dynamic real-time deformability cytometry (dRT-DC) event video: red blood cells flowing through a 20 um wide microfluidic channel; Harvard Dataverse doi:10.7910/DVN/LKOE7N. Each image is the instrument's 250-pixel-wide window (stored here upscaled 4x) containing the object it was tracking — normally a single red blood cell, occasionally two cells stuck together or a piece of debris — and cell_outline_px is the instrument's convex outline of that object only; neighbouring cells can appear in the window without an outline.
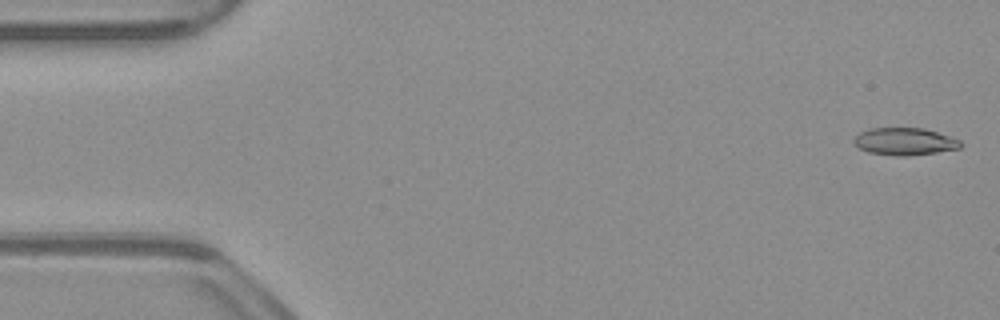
{"species": "common noctule bat (a hibernating species)", "species_latin": "Nyctalus noctula", "temperature_condition": "warm", "stored_images_in_passage": 48, "camera_frame_rate_fps": 3000, "um_per_image_px": 0.085, "animal": {"sex": "male", "body_mass_g": 23.1, "forearm_length_mm": 52.7}, "frame": {"image": 1, "passage_image": 2, "time_ms": 0.333, "image_size_px": [1000, 320], "cell_outline_px": [[964, 144], [960, 148], [936, 152], [908, 156], [896, 156], [868, 152], [860, 148], [852, 140], [860, 132], [868, 128], [924, 128], [960, 140]], "centroid_in_image_um": [76.9, 12.02], "position_along_channel_um": 8.1, "area_um2": 16.94}}
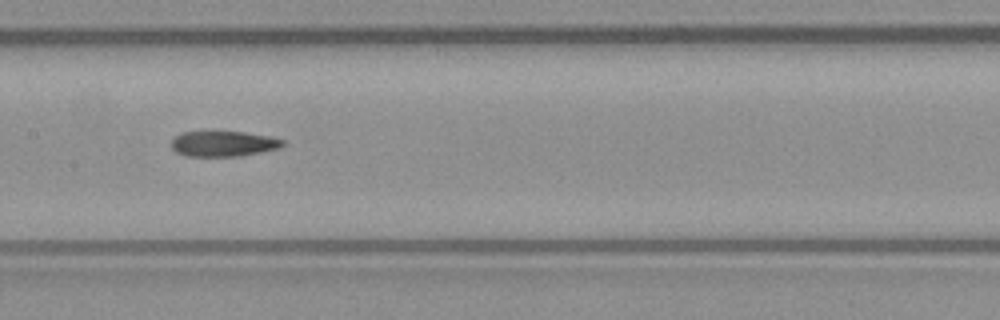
{"frame": {"image": 2, "passage_image": 26, "time_ms": 8.333, "image_size_px": [1000, 320], "cell_outline_px": [[284, 144], [280, 148], [240, 156], [188, 156], [176, 152], [172, 148], [172, 140], [180, 132], [244, 132], [268, 136], [284, 140]], "centroid_in_image_um": [18.99, 12.22], "position_along_channel_um": 188.4, "area_um2": 16.36}}
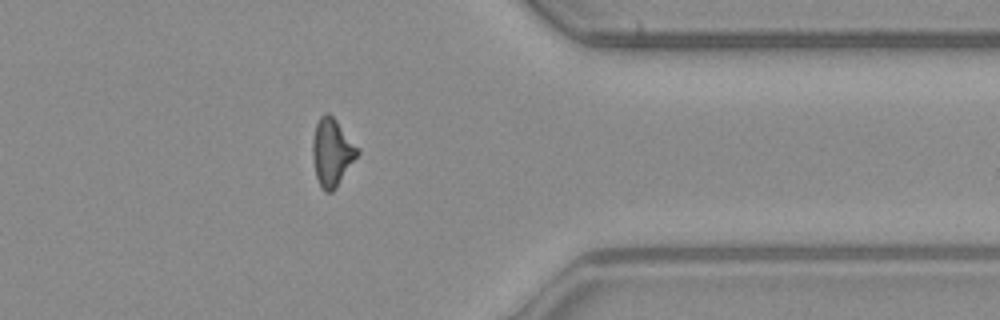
{"frame": {"image": 3, "passage_image": 42, "time_ms": 13.667, "image_size_px": [1000, 320], "cell_outline_px": [[360, 152], [336, 188], [332, 192], [324, 192], [320, 188], [316, 176], [312, 160], [312, 140], [316, 124], [320, 116], [324, 112], [328, 112], [336, 120], [360, 148]], "centroid_in_image_um": [28.21, 12.95], "position_along_channel_um": 383.2, "area_um2": 17.92}, "authors_computed_cell_mechanics": {"area_um2": 17.4845, "velocity_mm_per_s": 3.9417, "shape_relaxation_time_tau1_ms": null, "shape_relaxation_time_tau2_ms": 6.5986, "deformation_change_tau1": null, "deformation_change_tau2": 0.1797}}